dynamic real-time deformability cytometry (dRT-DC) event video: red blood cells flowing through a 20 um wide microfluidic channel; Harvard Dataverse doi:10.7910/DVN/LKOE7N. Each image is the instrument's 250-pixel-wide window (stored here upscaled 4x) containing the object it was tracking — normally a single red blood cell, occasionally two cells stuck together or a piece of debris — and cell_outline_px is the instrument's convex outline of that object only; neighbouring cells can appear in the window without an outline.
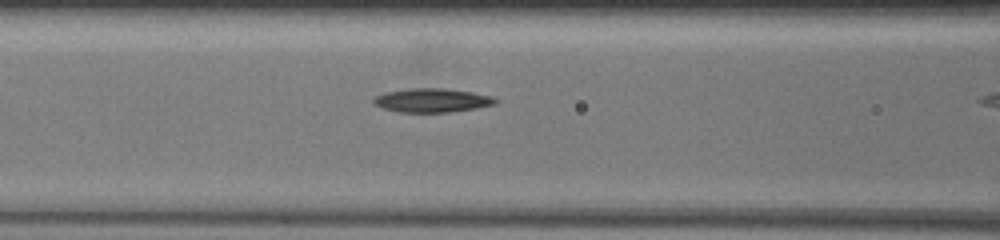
{"species": "common noctule bat (a hibernating species)", "species_latin": "Nyctalus noctula", "temperature_condition": "warm", "stored_images_in_passage": 4, "camera_frame_rate_fps": 3000, "um_per_image_px": 0.085, "animal": {"sex": "female", "body_mass_g": 19.5, "forearm_length_mm": 54.1}, "frame": {"image": 1, "passage_image": 3, "time_ms": 0.333, "image_size_px": [1000, 240], "cell_outline_px": [[496, 104], [448, 112], [400, 112], [384, 108], [376, 104], [372, 100], [376, 96], [388, 92], [412, 88], [440, 88], [472, 92], [488, 96], [496, 100]], "centroid_in_image_um": [36.69, 8.53], "position_along_channel_um": 129.9, "area_um2": 16.36}}